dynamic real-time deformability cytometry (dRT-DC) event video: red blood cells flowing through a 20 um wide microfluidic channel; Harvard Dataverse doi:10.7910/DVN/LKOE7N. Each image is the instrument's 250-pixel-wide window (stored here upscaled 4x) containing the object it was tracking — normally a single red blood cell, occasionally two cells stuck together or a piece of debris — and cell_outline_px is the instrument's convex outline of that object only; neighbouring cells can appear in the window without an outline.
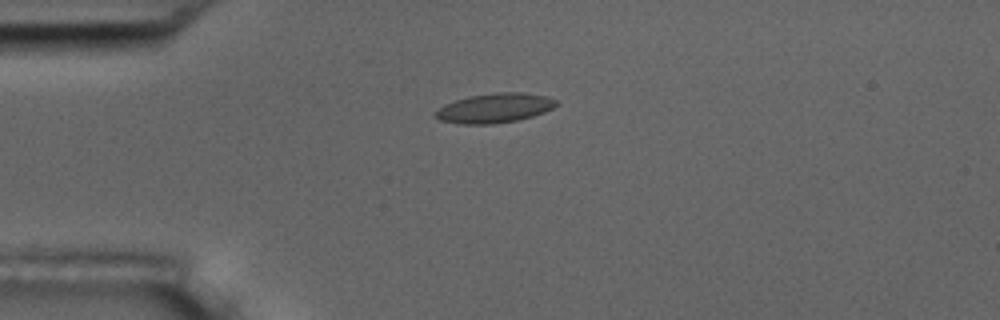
{"species": "common noctule bat (a hibernating species)", "species_latin": "Nyctalus noctula", "temperature_condition": "room temperature", "stored_images_in_passage": 13, "camera_frame_rate_fps": 3000, "um_per_image_px": 0.085, "animal": {"sex": "male", "body_mass_g": 17.5, "forearm_length_mm": 52.3}, "frame": {"image": 1, "passage_image": 4, "time_ms": 4.333, "image_size_px": [1000, 320], "cell_outline_px": [[560, 104], [544, 112], [532, 116], [516, 120], [488, 124], [464, 124], [440, 120], [432, 116], [432, 112], [444, 104], [468, 96], [496, 92], [524, 92], [544, 96], [556, 100]], "centroid_in_image_um": [42.0, 9.17], "position_along_channel_um": 43.0, "area_um2": 20.81}}
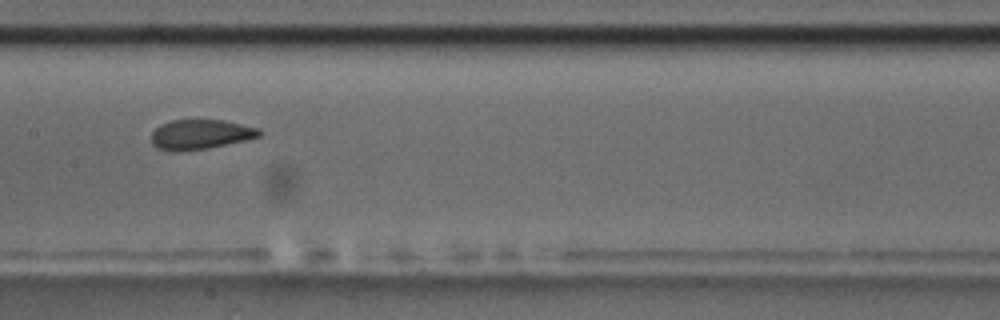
{"frame": {"image": 2, "passage_image": 8, "time_ms": 9.0, "image_size_px": [1000, 320], "cell_outline_px": [[264, 132], [260, 136], [244, 140], [208, 148], [180, 152], [172, 152], [156, 148], [152, 144], [152, 132], [160, 124], [172, 120], [224, 120], [260, 128]], "centroid_in_image_um": [17.03, 11.43], "position_along_channel_um": 190.4, "area_um2": 18.9}, "authors_computed_cell_mechanics": {"area_um2": 19.363, "velocity_mm_per_s": 3.628, "shape_relaxation_time_tau1_ms": 4.7177, "shape_relaxation_time_tau2_ms": 0.8973, "deformation_change_tau1": 0.1154, "deformation_change_tau2": 0.0393}}